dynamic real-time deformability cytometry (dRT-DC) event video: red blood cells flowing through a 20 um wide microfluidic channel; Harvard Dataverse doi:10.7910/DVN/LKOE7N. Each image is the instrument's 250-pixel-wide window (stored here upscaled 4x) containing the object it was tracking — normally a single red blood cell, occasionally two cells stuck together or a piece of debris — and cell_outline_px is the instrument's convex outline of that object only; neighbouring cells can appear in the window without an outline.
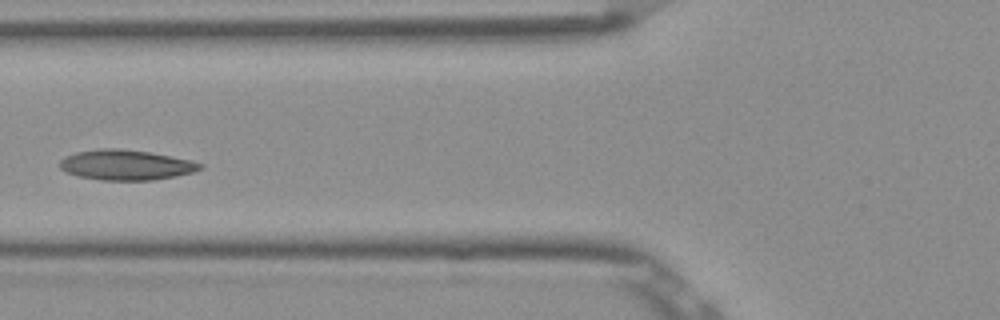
{"species": "Egyptian fruit bat (a non-hibernating species)", "species_latin": "Rousettus aegyptiacus", "temperature_condition": "room temperature", "stored_images_in_passage": 4, "camera_frame_rate_fps": 3000, "um_per_image_px": 0.085, "frame": {"image": 1, "passage_image": 4, "time_ms": 1.0, "image_size_px": [1000, 320], "cell_outline_px": [[204, 168], [192, 172], [176, 176], [152, 180], [100, 180], [80, 176], [68, 172], [60, 168], [60, 160], [64, 156], [76, 152], [100, 148], [120, 148], [148, 152], [192, 160], [204, 164]], "centroid_in_image_um": [10.73, 14.01], "position_along_channel_um": 115.1, "area_um2": 24.68}}